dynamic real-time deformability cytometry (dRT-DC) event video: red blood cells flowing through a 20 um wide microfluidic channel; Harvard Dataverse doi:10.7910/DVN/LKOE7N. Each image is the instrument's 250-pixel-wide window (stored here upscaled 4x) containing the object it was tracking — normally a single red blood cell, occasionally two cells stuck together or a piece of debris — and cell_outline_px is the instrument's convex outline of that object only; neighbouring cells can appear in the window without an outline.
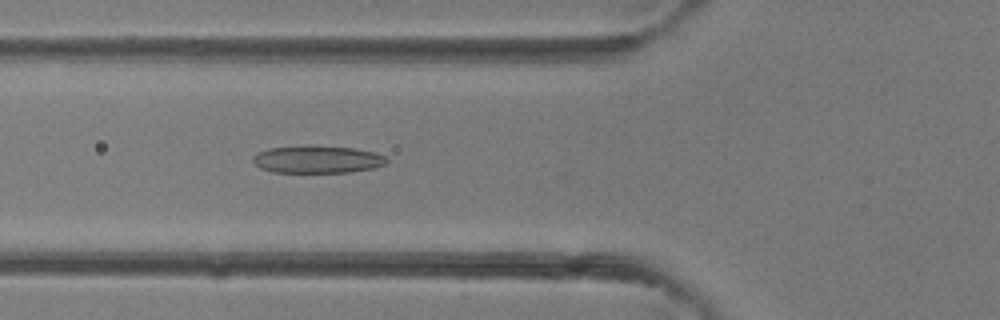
{"species": "common noctule bat (a hibernating species)", "species_latin": "Nyctalus noctula", "temperature_condition": "room temperature", "stored_images_in_passage": 31, "camera_frame_rate_fps": 3000, "um_per_image_px": 0.085, "animal": {"sex": "female"}, "frame": {"image": 1, "passage_image": 7, "time_ms": 2.0, "image_size_px": [1000, 320], "cell_outline_px": [[388, 164], [376, 168], [352, 172], [272, 172], [260, 168], [252, 160], [252, 156], [256, 152], [268, 148], [308, 144], [356, 148], [376, 152], [384, 156], [388, 160]], "centroid_in_image_um": [26.99, 13.53], "position_along_channel_um": 98.8, "area_um2": 22.08}}
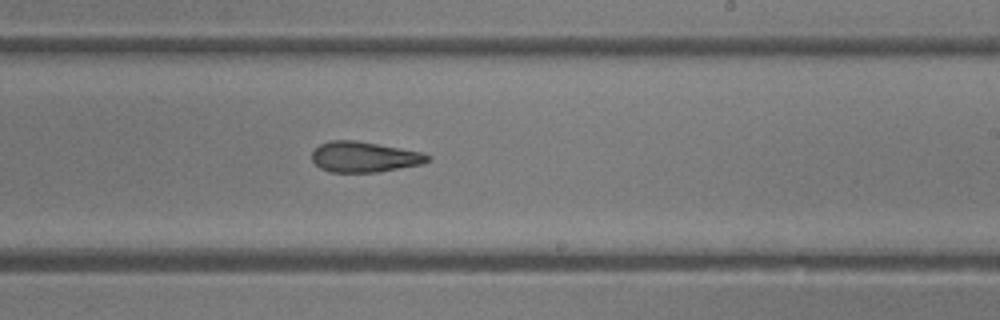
{"frame": {"image": 2, "passage_image": 16, "time_ms": 5.0, "image_size_px": [1000, 320], "cell_outline_px": [[432, 160], [424, 164], [376, 172], [328, 172], [320, 168], [312, 160], [312, 152], [320, 144], [332, 140], [356, 140], [400, 148], [420, 152], [432, 156]], "centroid_in_image_um": [30.98, 13.34], "position_along_channel_um": 258.0, "area_um2": 20.63}}
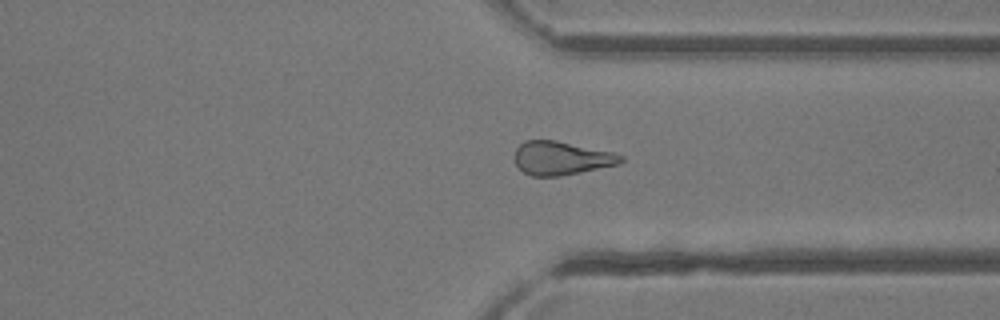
{"frame": {"image": 3, "passage_image": 22, "time_ms": 7.0, "image_size_px": [1000, 320], "cell_outline_px": [[624, 160], [620, 164], [560, 176], [532, 176], [524, 172], [516, 164], [516, 148], [524, 140], [556, 140], [612, 152], [624, 156]], "centroid_in_image_um": [47.73, 13.44], "position_along_channel_um": 363.7, "area_um2": 20.63}}